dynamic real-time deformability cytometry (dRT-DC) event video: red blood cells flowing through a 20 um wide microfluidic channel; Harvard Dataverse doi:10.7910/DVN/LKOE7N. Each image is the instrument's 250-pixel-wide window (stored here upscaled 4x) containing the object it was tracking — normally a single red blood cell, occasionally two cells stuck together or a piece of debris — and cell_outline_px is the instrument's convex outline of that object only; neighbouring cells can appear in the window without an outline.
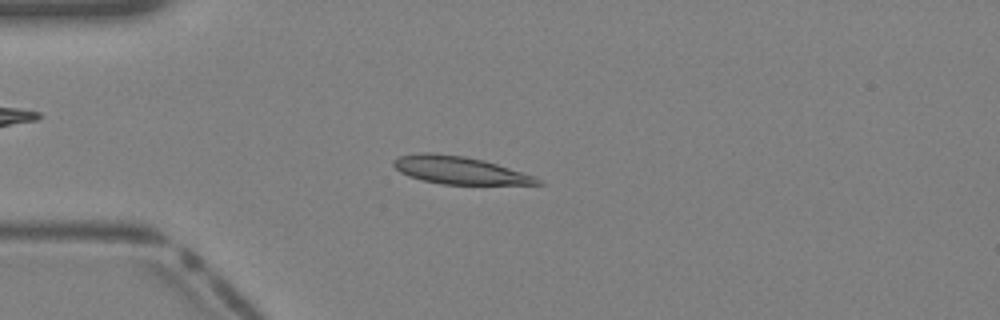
{"species": "Egyptian fruit bat (a non-hibernating species)", "species_latin": "Rousettus aegyptiacus", "temperature_condition": "warm", "stored_images_in_passage": 39, "camera_frame_rate_fps": 3000, "um_per_image_px": 0.085, "animal": {"sex": "female"}, "frame": {"image": 1, "passage_image": 10, "time_ms": 3.0, "image_size_px": [1000, 320], "cell_outline_px": [[544, 184], [440, 184], [408, 176], [400, 172], [392, 164], [392, 160], [400, 156], [420, 152], [432, 152], [464, 156], [484, 160], [536, 176], [544, 180]], "centroid_in_image_um": [39.07, 14.46], "position_along_channel_um": 45.9, "area_um2": 23.24}}
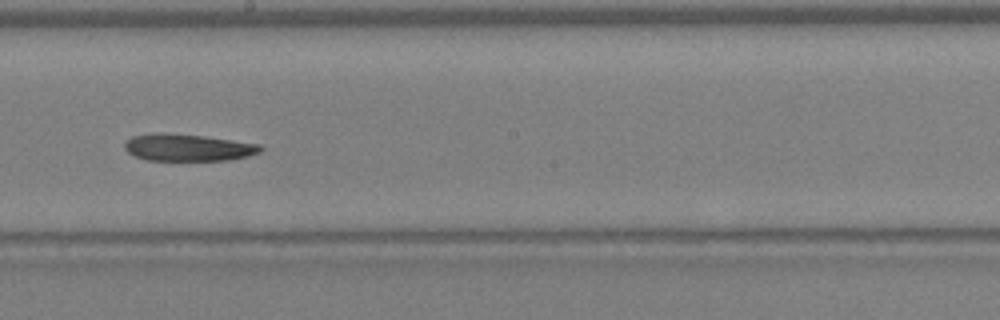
{"frame": {"image": 2, "passage_image": 22, "time_ms": 7.0, "image_size_px": [1000, 320], "cell_outline_px": [[264, 148], [260, 152], [248, 156], [228, 160], [148, 160], [136, 156], [128, 152], [124, 148], [124, 144], [132, 136], [204, 136], [260, 144]], "centroid_in_image_um": [16.09, 12.59], "position_along_channel_um": 232.1, "area_um2": 20.23}}
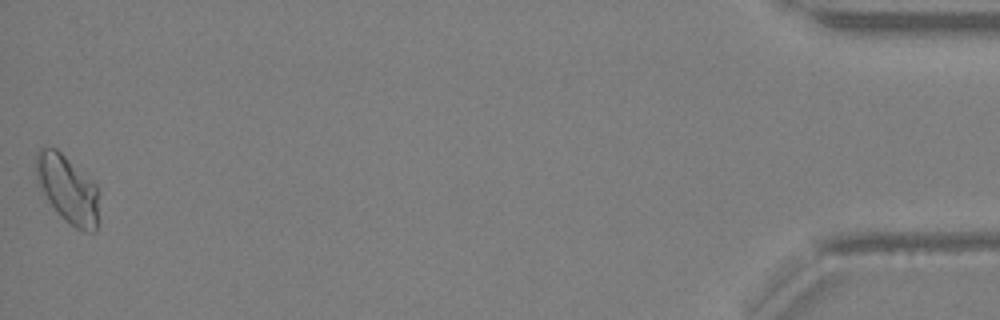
{"frame": {"image": 3, "passage_image": 39, "time_ms": 12.667, "image_size_px": [1000, 320], "cell_outline_px": [[96, 228], [92, 232], [84, 232], [76, 228], [60, 216], [36, 184], [36, 152], [40, 148], [56, 148], [92, 180], [96, 184]], "centroid_in_image_um": [5.69, 16.05], "position_along_channel_um": 429.5, "area_um2": 24.33}}